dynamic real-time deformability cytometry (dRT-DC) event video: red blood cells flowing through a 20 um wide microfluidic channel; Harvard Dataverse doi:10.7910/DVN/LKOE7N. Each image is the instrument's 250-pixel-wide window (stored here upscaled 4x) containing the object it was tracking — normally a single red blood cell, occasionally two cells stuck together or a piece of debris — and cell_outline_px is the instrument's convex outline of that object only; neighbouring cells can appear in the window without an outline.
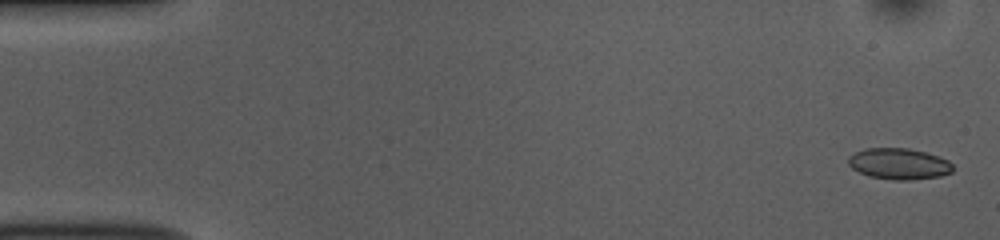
{"species": "common noctule bat (a hibernating species)", "species_latin": "Nyctalus noctula", "temperature_condition": "room temperature", "stored_images_in_passage": 53, "camera_frame_rate_fps": 3000, "um_per_image_px": 0.085, "animal": {"sex": "female", "body_mass_g": 10.0, "forearm_length_mm": 53.1}, "frame": {"image": 1, "passage_image": 2, "time_ms": 0.333, "image_size_px": [1000, 240], "cell_outline_px": [[952, 172], [940, 176], [908, 180], [892, 180], [868, 176], [852, 168], [848, 164], [848, 156], [864, 148], [908, 148], [924, 152], [948, 160], [952, 164]], "centroid_in_image_um": [76.38, 13.92], "position_along_channel_um": 8.6, "area_um2": 18.9}}
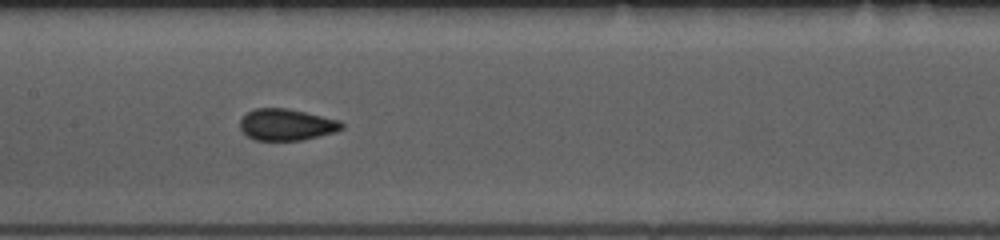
{"frame": {"image": 2, "passage_image": 26, "time_ms": 8.333, "image_size_px": [1000, 240], "cell_outline_px": [[344, 128], [336, 132], [304, 140], [256, 140], [248, 136], [240, 128], [240, 120], [248, 112], [256, 108], [288, 108], [340, 120], [344, 124]], "centroid_in_image_um": [24.4, 10.59], "position_along_channel_um": 183.0, "area_um2": 18.73}}
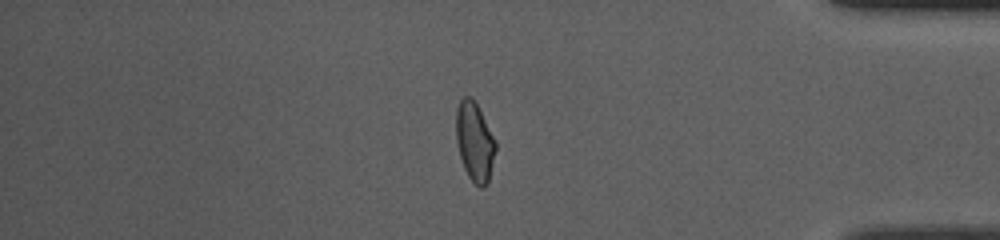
{"frame": {"image": 3, "passage_image": 45, "time_ms": 14.667, "image_size_px": [1000, 240], "cell_outline_px": [[496, 148], [488, 184], [484, 188], [480, 188], [468, 176], [464, 168], [460, 156], [456, 140], [456, 108], [460, 100], [464, 96], [472, 96], [496, 140]], "centroid_in_image_um": [40.35, 12.04], "position_along_channel_um": 394.9, "area_um2": 18.26}, "authors_computed_cell_mechanics": {"area_um2": 18.785, "velocity_mm_per_s": 3.802, "shape_relaxation_time_tau1_ms": 8.2296, "shape_relaxation_time_tau2_ms": 1.2121, "deformation_change_tau1": 0.128, "deformation_change_tau2": 0.0351}}